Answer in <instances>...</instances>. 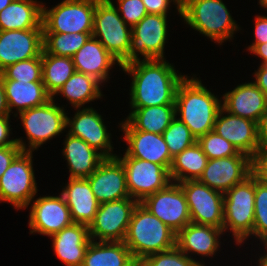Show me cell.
<instances>
[{
  "label": "cell",
  "instance_id": "22",
  "mask_svg": "<svg viewBox=\"0 0 267 266\" xmlns=\"http://www.w3.org/2000/svg\"><path fill=\"white\" fill-rule=\"evenodd\" d=\"M124 141L128 144L126 153L133 158L147 160L160 164L168 171L171 168L173 157L162 134L145 132L142 130H122Z\"/></svg>",
  "mask_w": 267,
  "mask_h": 266
},
{
  "label": "cell",
  "instance_id": "43",
  "mask_svg": "<svg viewBox=\"0 0 267 266\" xmlns=\"http://www.w3.org/2000/svg\"><path fill=\"white\" fill-rule=\"evenodd\" d=\"M252 173L267 184V149H260L252 158Z\"/></svg>",
  "mask_w": 267,
  "mask_h": 266
},
{
  "label": "cell",
  "instance_id": "18",
  "mask_svg": "<svg viewBox=\"0 0 267 266\" xmlns=\"http://www.w3.org/2000/svg\"><path fill=\"white\" fill-rule=\"evenodd\" d=\"M43 29L0 30V73L19 61L42 54Z\"/></svg>",
  "mask_w": 267,
  "mask_h": 266
},
{
  "label": "cell",
  "instance_id": "5",
  "mask_svg": "<svg viewBox=\"0 0 267 266\" xmlns=\"http://www.w3.org/2000/svg\"><path fill=\"white\" fill-rule=\"evenodd\" d=\"M255 175L252 173L224 194L223 231L230 230L236 244L253 236Z\"/></svg>",
  "mask_w": 267,
  "mask_h": 266
},
{
  "label": "cell",
  "instance_id": "23",
  "mask_svg": "<svg viewBox=\"0 0 267 266\" xmlns=\"http://www.w3.org/2000/svg\"><path fill=\"white\" fill-rule=\"evenodd\" d=\"M55 255L66 266H82L86 250L92 241L89 226L73 222L50 236Z\"/></svg>",
  "mask_w": 267,
  "mask_h": 266
},
{
  "label": "cell",
  "instance_id": "4",
  "mask_svg": "<svg viewBox=\"0 0 267 266\" xmlns=\"http://www.w3.org/2000/svg\"><path fill=\"white\" fill-rule=\"evenodd\" d=\"M181 18L220 45L240 29L222 0H182Z\"/></svg>",
  "mask_w": 267,
  "mask_h": 266
},
{
  "label": "cell",
  "instance_id": "15",
  "mask_svg": "<svg viewBox=\"0 0 267 266\" xmlns=\"http://www.w3.org/2000/svg\"><path fill=\"white\" fill-rule=\"evenodd\" d=\"M252 174V158L245 153L237 155L208 159L198 181L211 189L225 194L234 185L242 182Z\"/></svg>",
  "mask_w": 267,
  "mask_h": 266
},
{
  "label": "cell",
  "instance_id": "19",
  "mask_svg": "<svg viewBox=\"0 0 267 266\" xmlns=\"http://www.w3.org/2000/svg\"><path fill=\"white\" fill-rule=\"evenodd\" d=\"M86 179L100 204L130 198L125 169L116 157L106 158Z\"/></svg>",
  "mask_w": 267,
  "mask_h": 266
},
{
  "label": "cell",
  "instance_id": "25",
  "mask_svg": "<svg viewBox=\"0 0 267 266\" xmlns=\"http://www.w3.org/2000/svg\"><path fill=\"white\" fill-rule=\"evenodd\" d=\"M223 229L190 222L176 234V246L190 258L193 253L211 257L219 249ZM215 254V255H214Z\"/></svg>",
  "mask_w": 267,
  "mask_h": 266
},
{
  "label": "cell",
  "instance_id": "2",
  "mask_svg": "<svg viewBox=\"0 0 267 266\" xmlns=\"http://www.w3.org/2000/svg\"><path fill=\"white\" fill-rule=\"evenodd\" d=\"M221 101L194 74L193 77L187 75L177 88L175 116L198 139L213 130L217 114L222 108Z\"/></svg>",
  "mask_w": 267,
  "mask_h": 266
},
{
  "label": "cell",
  "instance_id": "40",
  "mask_svg": "<svg viewBox=\"0 0 267 266\" xmlns=\"http://www.w3.org/2000/svg\"><path fill=\"white\" fill-rule=\"evenodd\" d=\"M197 143L208 159L225 158L239 153L234 145L213 130L200 136Z\"/></svg>",
  "mask_w": 267,
  "mask_h": 266
},
{
  "label": "cell",
  "instance_id": "33",
  "mask_svg": "<svg viewBox=\"0 0 267 266\" xmlns=\"http://www.w3.org/2000/svg\"><path fill=\"white\" fill-rule=\"evenodd\" d=\"M207 161V156L196 142L173 157L169 170L171 181L180 183L188 180H198L206 167Z\"/></svg>",
  "mask_w": 267,
  "mask_h": 266
},
{
  "label": "cell",
  "instance_id": "50",
  "mask_svg": "<svg viewBox=\"0 0 267 266\" xmlns=\"http://www.w3.org/2000/svg\"><path fill=\"white\" fill-rule=\"evenodd\" d=\"M250 53L260 57L262 59L261 65L267 63V42L263 44H257Z\"/></svg>",
  "mask_w": 267,
  "mask_h": 266
},
{
  "label": "cell",
  "instance_id": "21",
  "mask_svg": "<svg viewBox=\"0 0 267 266\" xmlns=\"http://www.w3.org/2000/svg\"><path fill=\"white\" fill-rule=\"evenodd\" d=\"M221 98L226 112L256 123L267 109V97L254 82L239 84Z\"/></svg>",
  "mask_w": 267,
  "mask_h": 266
},
{
  "label": "cell",
  "instance_id": "45",
  "mask_svg": "<svg viewBox=\"0 0 267 266\" xmlns=\"http://www.w3.org/2000/svg\"><path fill=\"white\" fill-rule=\"evenodd\" d=\"M255 42L248 46V50L251 51L257 44H263L267 42V16L257 15L255 17Z\"/></svg>",
  "mask_w": 267,
  "mask_h": 266
},
{
  "label": "cell",
  "instance_id": "8",
  "mask_svg": "<svg viewBox=\"0 0 267 266\" xmlns=\"http://www.w3.org/2000/svg\"><path fill=\"white\" fill-rule=\"evenodd\" d=\"M97 1L63 0L51 9L43 4V33H92Z\"/></svg>",
  "mask_w": 267,
  "mask_h": 266
},
{
  "label": "cell",
  "instance_id": "7",
  "mask_svg": "<svg viewBox=\"0 0 267 266\" xmlns=\"http://www.w3.org/2000/svg\"><path fill=\"white\" fill-rule=\"evenodd\" d=\"M92 36L122 65L129 63L131 27L121 18L109 0H98Z\"/></svg>",
  "mask_w": 267,
  "mask_h": 266
},
{
  "label": "cell",
  "instance_id": "13",
  "mask_svg": "<svg viewBox=\"0 0 267 266\" xmlns=\"http://www.w3.org/2000/svg\"><path fill=\"white\" fill-rule=\"evenodd\" d=\"M190 213L191 222L223 229L224 194L198 180L180 182Z\"/></svg>",
  "mask_w": 267,
  "mask_h": 266
},
{
  "label": "cell",
  "instance_id": "9",
  "mask_svg": "<svg viewBox=\"0 0 267 266\" xmlns=\"http://www.w3.org/2000/svg\"><path fill=\"white\" fill-rule=\"evenodd\" d=\"M32 152L21 151L0 178V203L8 202L16 209L28 208L37 194Z\"/></svg>",
  "mask_w": 267,
  "mask_h": 266
},
{
  "label": "cell",
  "instance_id": "26",
  "mask_svg": "<svg viewBox=\"0 0 267 266\" xmlns=\"http://www.w3.org/2000/svg\"><path fill=\"white\" fill-rule=\"evenodd\" d=\"M75 70L91 75L101 83L108 81L109 71L120 62L93 36L73 55Z\"/></svg>",
  "mask_w": 267,
  "mask_h": 266
},
{
  "label": "cell",
  "instance_id": "20",
  "mask_svg": "<svg viewBox=\"0 0 267 266\" xmlns=\"http://www.w3.org/2000/svg\"><path fill=\"white\" fill-rule=\"evenodd\" d=\"M213 131L251 158L260 150L257 123L253 120L232 115L221 108Z\"/></svg>",
  "mask_w": 267,
  "mask_h": 266
},
{
  "label": "cell",
  "instance_id": "41",
  "mask_svg": "<svg viewBox=\"0 0 267 266\" xmlns=\"http://www.w3.org/2000/svg\"><path fill=\"white\" fill-rule=\"evenodd\" d=\"M109 1L118 10L124 22L131 28L148 14L142 0H117V7L112 0Z\"/></svg>",
  "mask_w": 267,
  "mask_h": 266
},
{
  "label": "cell",
  "instance_id": "11",
  "mask_svg": "<svg viewBox=\"0 0 267 266\" xmlns=\"http://www.w3.org/2000/svg\"><path fill=\"white\" fill-rule=\"evenodd\" d=\"M167 22V15L147 14L131 28L129 63L140 60L139 54L142 60L165 59Z\"/></svg>",
  "mask_w": 267,
  "mask_h": 266
},
{
  "label": "cell",
  "instance_id": "49",
  "mask_svg": "<svg viewBox=\"0 0 267 266\" xmlns=\"http://www.w3.org/2000/svg\"><path fill=\"white\" fill-rule=\"evenodd\" d=\"M11 115L6 101L5 89L0 76V116Z\"/></svg>",
  "mask_w": 267,
  "mask_h": 266
},
{
  "label": "cell",
  "instance_id": "29",
  "mask_svg": "<svg viewBox=\"0 0 267 266\" xmlns=\"http://www.w3.org/2000/svg\"><path fill=\"white\" fill-rule=\"evenodd\" d=\"M10 114L17 109V114L24 110L41 106L52 99L43 82L2 80Z\"/></svg>",
  "mask_w": 267,
  "mask_h": 266
},
{
  "label": "cell",
  "instance_id": "30",
  "mask_svg": "<svg viewBox=\"0 0 267 266\" xmlns=\"http://www.w3.org/2000/svg\"><path fill=\"white\" fill-rule=\"evenodd\" d=\"M37 0H13L0 11V30L43 29L42 5Z\"/></svg>",
  "mask_w": 267,
  "mask_h": 266
},
{
  "label": "cell",
  "instance_id": "37",
  "mask_svg": "<svg viewBox=\"0 0 267 266\" xmlns=\"http://www.w3.org/2000/svg\"><path fill=\"white\" fill-rule=\"evenodd\" d=\"M0 76L2 80L42 82V54L8 66Z\"/></svg>",
  "mask_w": 267,
  "mask_h": 266
},
{
  "label": "cell",
  "instance_id": "14",
  "mask_svg": "<svg viewBox=\"0 0 267 266\" xmlns=\"http://www.w3.org/2000/svg\"><path fill=\"white\" fill-rule=\"evenodd\" d=\"M140 203L176 234L191 222L185 194L177 182L169 183Z\"/></svg>",
  "mask_w": 267,
  "mask_h": 266
},
{
  "label": "cell",
  "instance_id": "10",
  "mask_svg": "<svg viewBox=\"0 0 267 266\" xmlns=\"http://www.w3.org/2000/svg\"><path fill=\"white\" fill-rule=\"evenodd\" d=\"M115 157L125 169L130 198L138 203L172 182L169 171L160 164L130 157L126 152L123 157Z\"/></svg>",
  "mask_w": 267,
  "mask_h": 266
},
{
  "label": "cell",
  "instance_id": "31",
  "mask_svg": "<svg viewBox=\"0 0 267 266\" xmlns=\"http://www.w3.org/2000/svg\"><path fill=\"white\" fill-rule=\"evenodd\" d=\"M136 263L124 241L92 240L82 266H134Z\"/></svg>",
  "mask_w": 267,
  "mask_h": 266
},
{
  "label": "cell",
  "instance_id": "1",
  "mask_svg": "<svg viewBox=\"0 0 267 266\" xmlns=\"http://www.w3.org/2000/svg\"><path fill=\"white\" fill-rule=\"evenodd\" d=\"M166 59L136 60L121 68L131 76L130 107L175 104L179 84L187 75L177 74Z\"/></svg>",
  "mask_w": 267,
  "mask_h": 266
},
{
  "label": "cell",
  "instance_id": "46",
  "mask_svg": "<svg viewBox=\"0 0 267 266\" xmlns=\"http://www.w3.org/2000/svg\"><path fill=\"white\" fill-rule=\"evenodd\" d=\"M10 115L0 116V146L15 145L16 139H9L10 136Z\"/></svg>",
  "mask_w": 267,
  "mask_h": 266
},
{
  "label": "cell",
  "instance_id": "6",
  "mask_svg": "<svg viewBox=\"0 0 267 266\" xmlns=\"http://www.w3.org/2000/svg\"><path fill=\"white\" fill-rule=\"evenodd\" d=\"M18 114L28 139L27 146L21 137L16 138V143L22 151L34 152L46 141L60 135L67 128L65 108L55 104L54 98L41 106L24 110Z\"/></svg>",
  "mask_w": 267,
  "mask_h": 266
},
{
  "label": "cell",
  "instance_id": "51",
  "mask_svg": "<svg viewBox=\"0 0 267 266\" xmlns=\"http://www.w3.org/2000/svg\"><path fill=\"white\" fill-rule=\"evenodd\" d=\"M264 246H265V249H267V246L265 244ZM258 262H259L258 263L259 266H267V252L264 253L263 256L261 255V257L258 259Z\"/></svg>",
  "mask_w": 267,
  "mask_h": 266
},
{
  "label": "cell",
  "instance_id": "17",
  "mask_svg": "<svg viewBox=\"0 0 267 266\" xmlns=\"http://www.w3.org/2000/svg\"><path fill=\"white\" fill-rule=\"evenodd\" d=\"M103 117L92 107L77 108L73 118L67 116L70 135L81 138L105 158H114L111 134L108 132Z\"/></svg>",
  "mask_w": 267,
  "mask_h": 266
},
{
  "label": "cell",
  "instance_id": "47",
  "mask_svg": "<svg viewBox=\"0 0 267 266\" xmlns=\"http://www.w3.org/2000/svg\"><path fill=\"white\" fill-rule=\"evenodd\" d=\"M260 149H267V109L257 123Z\"/></svg>",
  "mask_w": 267,
  "mask_h": 266
},
{
  "label": "cell",
  "instance_id": "36",
  "mask_svg": "<svg viewBox=\"0 0 267 266\" xmlns=\"http://www.w3.org/2000/svg\"><path fill=\"white\" fill-rule=\"evenodd\" d=\"M162 135L172 157H175L197 142L196 137L177 116L171 121L169 127Z\"/></svg>",
  "mask_w": 267,
  "mask_h": 266
},
{
  "label": "cell",
  "instance_id": "24",
  "mask_svg": "<svg viewBox=\"0 0 267 266\" xmlns=\"http://www.w3.org/2000/svg\"><path fill=\"white\" fill-rule=\"evenodd\" d=\"M60 194L70 209L73 222L89 226L94 221L100 203L86 178H69Z\"/></svg>",
  "mask_w": 267,
  "mask_h": 266
},
{
  "label": "cell",
  "instance_id": "38",
  "mask_svg": "<svg viewBox=\"0 0 267 266\" xmlns=\"http://www.w3.org/2000/svg\"><path fill=\"white\" fill-rule=\"evenodd\" d=\"M253 236L261 243L267 240V184L255 176Z\"/></svg>",
  "mask_w": 267,
  "mask_h": 266
},
{
  "label": "cell",
  "instance_id": "54",
  "mask_svg": "<svg viewBox=\"0 0 267 266\" xmlns=\"http://www.w3.org/2000/svg\"><path fill=\"white\" fill-rule=\"evenodd\" d=\"M134 266H141L138 262Z\"/></svg>",
  "mask_w": 267,
  "mask_h": 266
},
{
  "label": "cell",
  "instance_id": "16",
  "mask_svg": "<svg viewBox=\"0 0 267 266\" xmlns=\"http://www.w3.org/2000/svg\"><path fill=\"white\" fill-rule=\"evenodd\" d=\"M32 201L28 223L30 234L38 233L50 237L73 223L70 209L61 194L40 196Z\"/></svg>",
  "mask_w": 267,
  "mask_h": 266
},
{
  "label": "cell",
  "instance_id": "32",
  "mask_svg": "<svg viewBox=\"0 0 267 266\" xmlns=\"http://www.w3.org/2000/svg\"><path fill=\"white\" fill-rule=\"evenodd\" d=\"M101 84L95 77L75 71L52 98L59 94L65 97L75 110L82 106L84 108V104L102 98Z\"/></svg>",
  "mask_w": 267,
  "mask_h": 266
},
{
  "label": "cell",
  "instance_id": "35",
  "mask_svg": "<svg viewBox=\"0 0 267 266\" xmlns=\"http://www.w3.org/2000/svg\"><path fill=\"white\" fill-rule=\"evenodd\" d=\"M92 33H43V46L48 54L70 57L87 42Z\"/></svg>",
  "mask_w": 267,
  "mask_h": 266
},
{
  "label": "cell",
  "instance_id": "28",
  "mask_svg": "<svg viewBox=\"0 0 267 266\" xmlns=\"http://www.w3.org/2000/svg\"><path fill=\"white\" fill-rule=\"evenodd\" d=\"M126 120L120 123L121 130H142L163 134L175 116V104L150 107H131Z\"/></svg>",
  "mask_w": 267,
  "mask_h": 266
},
{
  "label": "cell",
  "instance_id": "44",
  "mask_svg": "<svg viewBox=\"0 0 267 266\" xmlns=\"http://www.w3.org/2000/svg\"><path fill=\"white\" fill-rule=\"evenodd\" d=\"M21 151V147L17 143L15 145L0 146V178Z\"/></svg>",
  "mask_w": 267,
  "mask_h": 266
},
{
  "label": "cell",
  "instance_id": "39",
  "mask_svg": "<svg viewBox=\"0 0 267 266\" xmlns=\"http://www.w3.org/2000/svg\"><path fill=\"white\" fill-rule=\"evenodd\" d=\"M141 266H204L184 254L177 246L174 248L151 254L138 262Z\"/></svg>",
  "mask_w": 267,
  "mask_h": 266
},
{
  "label": "cell",
  "instance_id": "3",
  "mask_svg": "<svg viewBox=\"0 0 267 266\" xmlns=\"http://www.w3.org/2000/svg\"><path fill=\"white\" fill-rule=\"evenodd\" d=\"M134 260L143 258L176 246V233L154 216L141 203L135 206L124 240Z\"/></svg>",
  "mask_w": 267,
  "mask_h": 266
},
{
  "label": "cell",
  "instance_id": "52",
  "mask_svg": "<svg viewBox=\"0 0 267 266\" xmlns=\"http://www.w3.org/2000/svg\"><path fill=\"white\" fill-rule=\"evenodd\" d=\"M13 0H0V11L7 7Z\"/></svg>",
  "mask_w": 267,
  "mask_h": 266
},
{
  "label": "cell",
  "instance_id": "48",
  "mask_svg": "<svg viewBox=\"0 0 267 266\" xmlns=\"http://www.w3.org/2000/svg\"><path fill=\"white\" fill-rule=\"evenodd\" d=\"M255 81H253L267 97V63L259 66L254 72Z\"/></svg>",
  "mask_w": 267,
  "mask_h": 266
},
{
  "label": "cell",
  "instance_id": "42",
  "mask_svg": "<svg viewBox=\"0 0 267 266\" xmlns=\"http://www.w3.org/2000/svg\"><path fill=\"white\" fill-rule=\"evenodd\" d=\"M148 14L167 15L170 9V3H175L176 9L181 16V2L182 0H142Z\"/></svg>",
  "mask_w": 267,
  "mask_h": 266
},
{
  "label": "cell",
  "instance_id": "34",
  "mask_svg": "<svg viewBox=\"0 0 267 266\" xmlns=\"http://www.w3.org/2000/svg\"><path fill=\"white\" fill-rule=\"evenodd\" d=\"M75 71L72 58L48 54L43 49L42 82L52 97Z\"/></svg>",
  "mask_w": 267,
  "mask_h": 266
},
{
  "label": "cell",
  "instance_id": "27",
  "mask_svg": "<svg viewBox=\"0 0 267 266\" xmlns=\"http://www.w3.org/2000/svg\"><path fill=\"white\" fill-rule=\"evenodd\" d=\"M69 168V178H87L106 159L81 138L69 133L64 141L62 151Z\"/></svg>",
  "mask_w": 267,
  "mask_h": 266
},
{
  "label": "cell",
  "instance_id": "12",
  "mask_svg": "<svg viewBox=\"0 0 267 266\" xmlns=\"http://www.w3.org/2000/svg\"><path fill=\"white\" fill-rule=\"evenodd\" d=\"M137 203L133 198L101 203L94 221L89 225L91 240L124 241Z\"/></svg>",
  "mask_w": 267,
  "mask_h": 266
},
{
  "label": "cell",
  "instance_id": "53",
  "mask_svg": "<svg viewBox=\"0 0 267 266\" xmlns=\"http://www.w3.org/2000/svg\"><path fill=\"white\" fill-rule=\"evenodd\" d=\"M259 4L261 7L267 10V0H259Z\"/></svg>",
  "mask_w": 267,
  "mask_h": 266
}]
</instances>
